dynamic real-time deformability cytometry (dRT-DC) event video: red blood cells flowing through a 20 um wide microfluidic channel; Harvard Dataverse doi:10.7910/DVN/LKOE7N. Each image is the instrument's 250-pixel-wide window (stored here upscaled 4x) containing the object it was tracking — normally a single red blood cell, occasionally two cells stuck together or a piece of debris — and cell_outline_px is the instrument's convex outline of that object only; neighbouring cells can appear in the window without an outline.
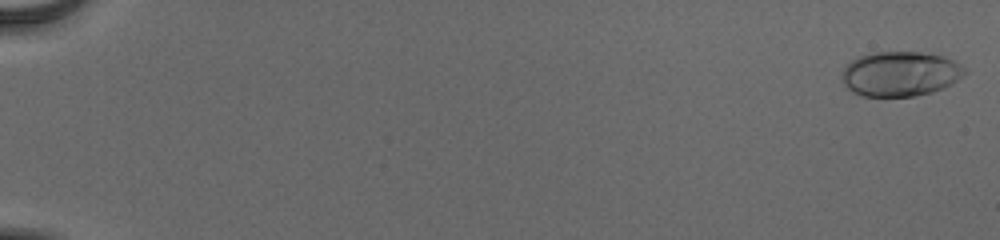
{"species": "human", "species_latin": "Homo sapiens", "temperature_condition": "cold", "stored_images_in_passage": 55, "camera_frame_rate_fps": 3000, "um_per_image_px": 0.085, "donor": {"sex": "male"}, "frame": {"image": 1, "passage_image": 1, "time_ms": 0.0, "image_size_px": [1000, 240], "cell_outline_px": [[968, 72], [956, 80], [932, 92], [912, 96], [864, 96], [852, 92], [844, 84], [844, 68], [856, 56], [872, 52], [920, 52], [944, 56], [956, 60]], "centroid_in_image_um": [76.53, 6.26], "position_along_channel_um": 8.5, "area_um2": 31.85}}
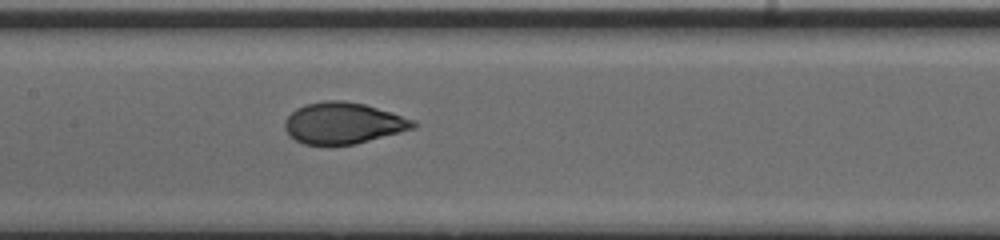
{"frame": {"image": 2, "passage_image": 30, "time_ms": 9.667, "image_size_px": [1000, 240], "cell_outline_px": [[420, 124], [416, 128], [356, 144], [304, 144], [288, 136], [284, 128], [284, 120], [296, 108], [304, 104], [324, 100], [344, 100], [364, 104], [416, 120]], "centroid_in_image_um": [29.18, 10.46], "position_along_channel_um": 178.2, "area_um2": 31.15}}
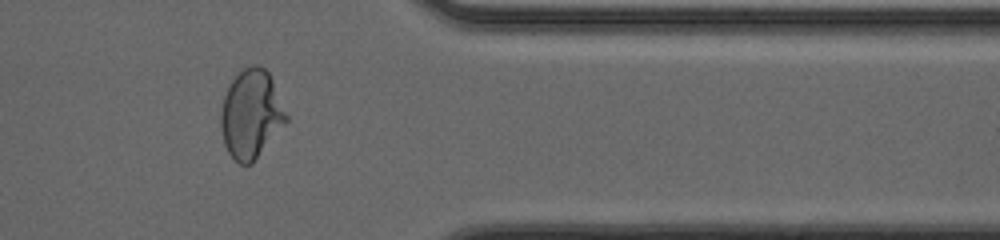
{"frame": {"image": 3, "passage_image": 47, "time_ms": 15.333, "image_size_px": [1000, 240], "cell_outline_px": [[288, 120], [252, 164], [240, 164], [228, 152], [224, 144], [220, 124], [220, 112], [224, 96], [232, 80], [244, 68], [252, 64], [256, 64], [264, 68], [268, 72], [272, 80], [288, 116]], "centroid_in_image_um": [21.34, 9.71], "position_along_channel_um": 390.1, "area_um2": 33.47}, "authors_computed_cell_mechanics": {"area_um2": 31.3276, "velocity_mm_per_s": 3.9044, "shape_relaxation_time_tau1_ms": 6.6951, "shape_relaxation_time_tau2_ms": null, "deformation_change_tau1": 0.2132, "deformation_change_tau2": null}}